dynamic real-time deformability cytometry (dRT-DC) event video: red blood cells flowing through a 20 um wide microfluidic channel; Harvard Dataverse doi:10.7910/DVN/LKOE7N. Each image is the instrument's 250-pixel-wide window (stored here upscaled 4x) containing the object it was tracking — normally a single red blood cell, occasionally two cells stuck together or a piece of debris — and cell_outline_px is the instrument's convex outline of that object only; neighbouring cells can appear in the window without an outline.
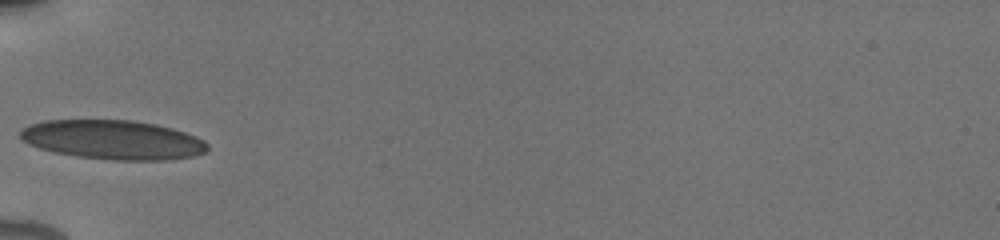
{"species": "human", "species_latin": "Homo sapiens", "temperature_condition": "cold", "stored_images_in_passage": 3, "camera_frame_rate_fps": 3000, "um_per_image_px": 0.085, "donor": {"sex": "male"}, "frame": {"image": 1, "passage_image": 1, "time_ms": 0.0, "image_size_px": [1000, 240], "cell_outline_px": [[208, 148], [204, 152], [192, 156], [168, 160], [116, 160], [76, 156], [56, 152], [40, 148], [28, 144], [20, 136], [20, 132], [24, 128], [32, 124], [44, 120], [132, 120], [156, 124], [172, 128], [196, 136], [204, 140], [208, 144]], "centroid_in_image_um": [9.62, 11.88], "position_along_channel_um": 75.4, "area_um2": 42.6}}
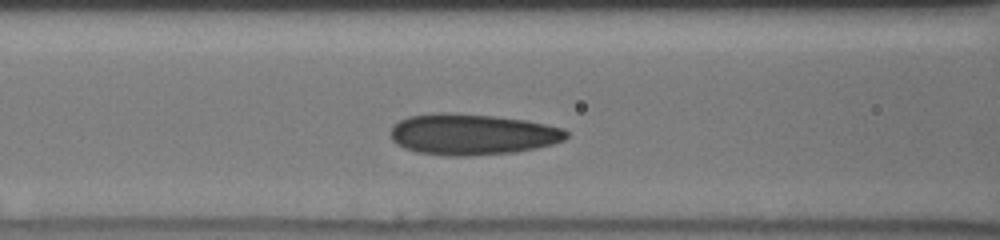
{"frame": {"image": 2, "passage_image": 3, "time_ms": 1.333, "image_size_px": [1000, 240], "cell_outline_px": [[568, 136], [564, 140], [552, 144], [536, 148], [516, 152], [468, 156], [448, 156], [416, 152], [404, 148], [396, 144], [392, 140], [388, 132], [400, 120], [408, 116], [440, 112], [452, 112], [492, 116], [524, 120], [564, 128], [568, 132]], "centroid_in_image_um": [40.11, 11.42], "position_along_channel_um": 126.5, "area_um2": 42.25}}